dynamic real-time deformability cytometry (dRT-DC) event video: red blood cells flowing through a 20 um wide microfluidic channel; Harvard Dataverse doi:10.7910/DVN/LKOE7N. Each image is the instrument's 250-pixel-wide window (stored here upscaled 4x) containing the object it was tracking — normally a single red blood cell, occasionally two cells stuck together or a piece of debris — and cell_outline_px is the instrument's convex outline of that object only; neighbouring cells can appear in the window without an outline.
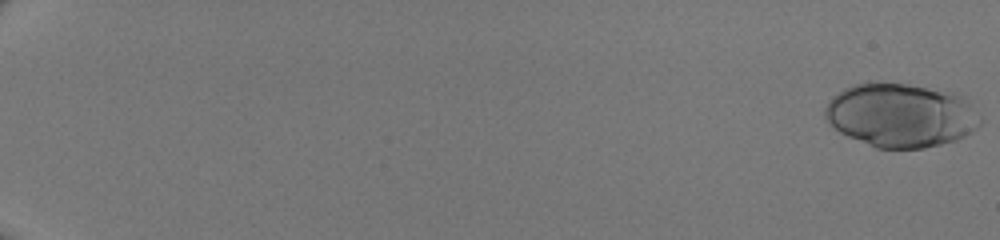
{"species": "human", "species_latin": "Homo sapiens", "temperature_condition": "room temperature", "stored_images_in_passage": 51, "camera_frame_rate_fps": 3000, "um_per_image_px": 0.085, "donor": {"sex": "male"}, "frame": {"image": 1, "passage_image": 1, "time_ms": 0.0, "image_size_px": [1000, 240], "cell_outline_px": [[984, 120], [972, 132], [956, 140], [924, 148], [876, 148], [848, 136], [840, 132], [824, 116], [824, 108], [828, 100], [832, 96], [844, 88], [852, 84], [868, 80], [876, 80], [908, 84], [956, 92], [968, 96]], "centroid_in_image_um": [76.61, 9.75], "position_along_channel_um": 8.4, "area_um2": 59.07}}
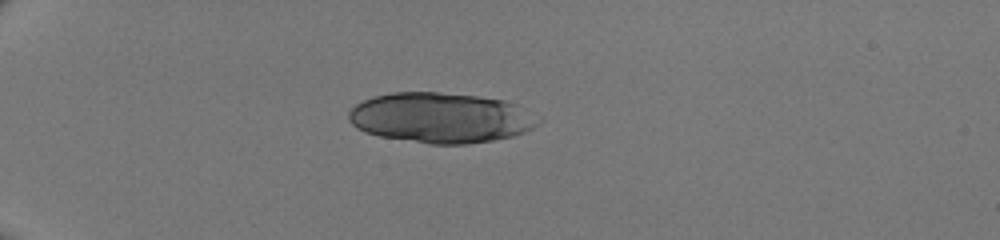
{"frame": {"image": 2, "passage_image": 17, "time_ms": 5.333, "image_size_px": [1000, 240], "cell_outline_px": [[540, 124], [524, 132], [512, 136], [492, 140], [468, 144], [428, 144], [380, 136], [364, 132], [356, 128], [348, 120], [348, 112], [356, 104], [372, 96], [392, 92], [440, 92], [480, 96], [504, 100], [516, 104], [540, 120]], "centroid_in_image_um": [37.42, 10.01], "position_along_channel_um": 47.6, "area_um2": 55.6}}
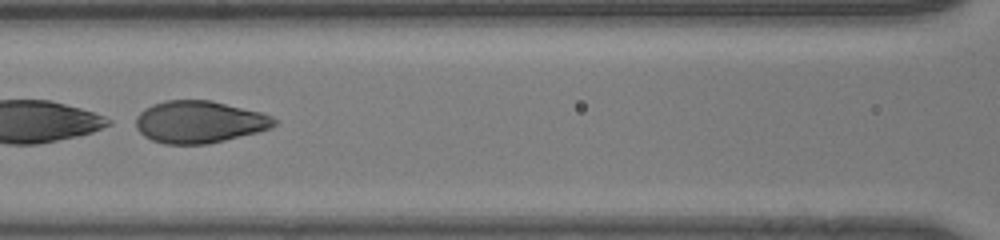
{"frame": {"image": 3, "passage_image": 28, "time_ms": 9.0, "image_size_px": [1000, 240], "cell_outline_px": [[276, 124], [272, 128], [208, 144], [164, 144], [152, 140], [144, 136], [136, 128], [136, 116], [144, 108], [152, 104], [164, 100], [212, 100], [260, 112], [272, 116], [276, 120]], "centroid_in_image_um": [16.92, 10.35], "position_along_channel_um": 149.7, "area_um2": 34.04}}